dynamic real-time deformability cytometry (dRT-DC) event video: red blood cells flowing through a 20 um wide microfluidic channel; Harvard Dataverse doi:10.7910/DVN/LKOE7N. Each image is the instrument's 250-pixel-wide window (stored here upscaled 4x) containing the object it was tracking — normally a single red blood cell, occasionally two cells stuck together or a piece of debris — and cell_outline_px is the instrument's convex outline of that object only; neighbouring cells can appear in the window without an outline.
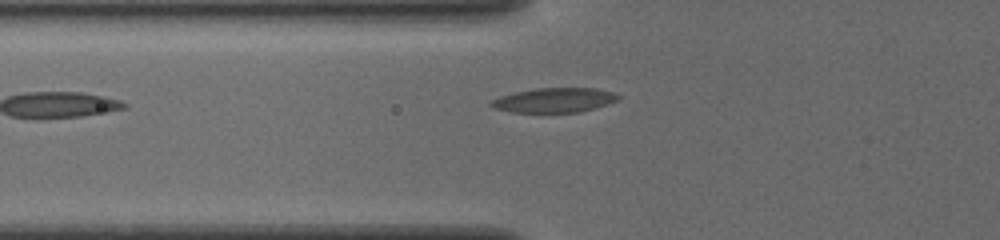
{"species": "common noctule bat (a hibernating species)", "species_latin": "Nyctalus noctula", "temperature_condition": "cold", "stored_images_in_passage": 22, "camera_frame_rate_fps": 3000, "um_per_image_px": 0.085, "animal": {"sex": "female", "body_mass_g": 19.5, "forearm_length_mm": 54.1}, "frame": {"image": 1, "passage_image": 2, "time_ms": 0.333, "image_size_px": [1000, 240], "cell_outline_px": [[620, 96], [616, 100], [608, 104], [596, 108], [580, 112], [512, 112], [496, 108], [488, 104], [492, 100], [500, 96], [516, 92], [536, 88], [596, 88], [612, 92]], "centroid_in_image_um": [47.13, 8.51], "position_along_channel_um": 78.7, "area_um2": 18.03}}
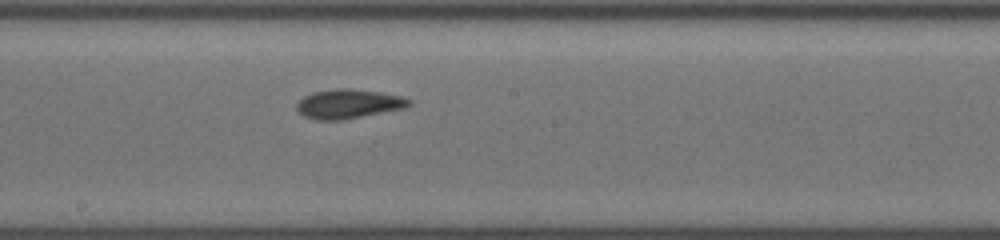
{"frame": {"image": 2, "passage_image": 13, "time_ms": 4.0, "image_size_px": [1000, 240], "cell_outline_px": [[412, 104], [404, 108], [340, 120], [316, 120], [304, 116], [296, 108], [296, 104], [304, 96], [312, 92], [336, 88], [348, 88], [380, 92], [400, 96], [412, 100]], "centroid_in_image_um": [29.6, 8.82], "position_along_channel_um": 218.6, "area_um2": 19.02}}
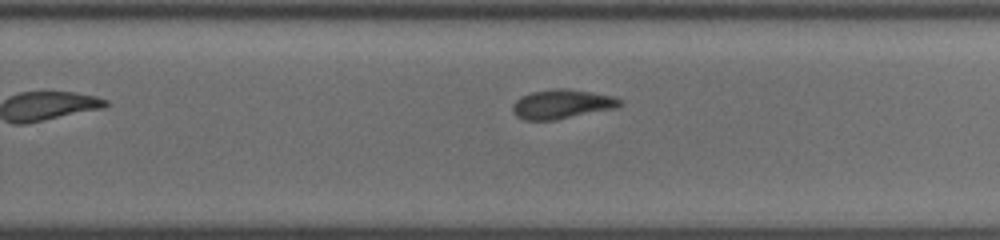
{"frame": {"image": 3, "passage_image": 18, "time_ms": 5.667, "image_size_px": [1000, 240], "cell_outline_px": [[624, 104], [620, 108], [556, 120], [524, 120], [516, 116], [512, 112], [512, 104], [520, 96], [532, 92], [556, 88], [568, 88], [612, 96], [624, 100]], "centroid_in_image_um": [47.81, 8.86], "position_along_channel_um": 282.0, "area_um2": 18.73}}